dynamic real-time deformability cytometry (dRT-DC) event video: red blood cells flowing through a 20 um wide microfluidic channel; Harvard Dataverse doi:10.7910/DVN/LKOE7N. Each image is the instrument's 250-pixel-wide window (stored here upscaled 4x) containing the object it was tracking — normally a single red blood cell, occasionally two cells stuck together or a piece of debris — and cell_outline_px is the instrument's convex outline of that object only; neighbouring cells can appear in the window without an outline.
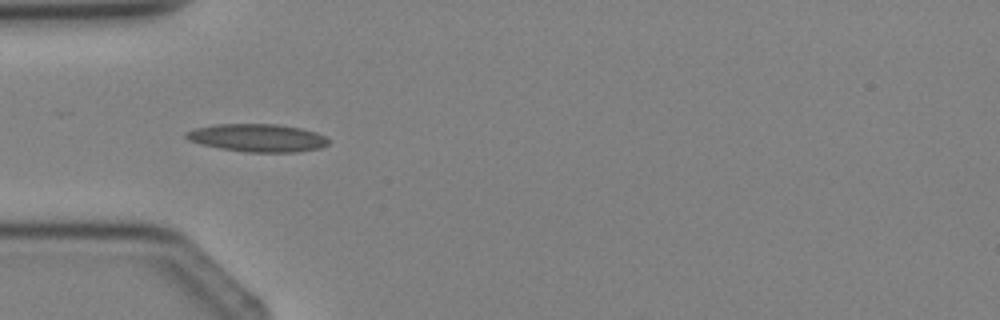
{"species": "Egyptian fruit bat (a non-hibernating species)", "species_latin": "Rousettus aegyptiacus", "temperature_condition": "cold", "stored_images_in_passage": 4, "camera_frame_rate_fps": 3000, "um_per_image_px": 0.085, "animal": {"sex": "female"}, "frame": {"image": 1, "passage_image": 4, "time_ms": 3.333, "image_size_px": [1000, 320], "cell_outline_px": [[328, 144], [320, 148], [296, 152], [244, 152], [220, 148], [200, 144], [188, 140], [184, 136], [184, 132], [196, 128], [216, 124], [276, 124], [300, 128], [316, 132], [324, 136], [328, 140]], "centroid_in_image_um": [21.85, 11.72], "position_along_channel_um": 63.1, "area_um2": 23.12}}